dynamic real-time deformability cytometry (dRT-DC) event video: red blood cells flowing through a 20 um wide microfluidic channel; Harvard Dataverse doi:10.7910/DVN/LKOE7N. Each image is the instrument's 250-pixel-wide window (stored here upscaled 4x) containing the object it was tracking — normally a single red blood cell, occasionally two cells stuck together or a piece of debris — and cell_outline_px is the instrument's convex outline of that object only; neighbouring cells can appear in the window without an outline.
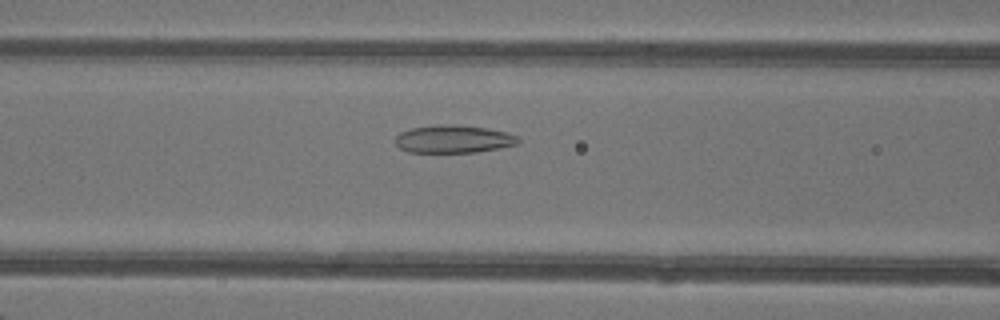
{"species": "common noctule bat (a hibernating species)", "species_latin": "Nyctalus noctula", "temperature_condition": "warm", "stored_images_in_passage": 49, "camera_frame_rate_fps": 3000, "um_per_image_px": 0.085, "animal": {"sex": "female"}, "frame": {"image": 1, "passage_image": 21, "time_ms": 6.667, "image_size_px": [1000, 320], "cell_outline_px": [[520, 144], [476, 152], [408, 152], [400, 148], [396, 144], [396, 136], [400, 132], [412, 128], [436, 124], [452, 124], [488, 128], [508, 132], [516, 136], [520, 140]], "centroid_in_image_um": [38.56, 11.81], "position_along_channel_um": 128.0, "area_um2": 20.0}}
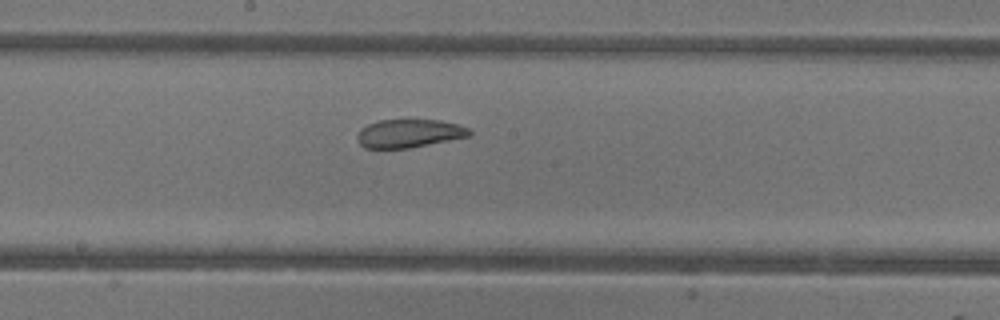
{"frame": {"image": 2, "passage_image": 27, "time_ms": 8.667, "image_size_px": [1000, 320], "cell_outline_px": [[472, 136], [408, 148], [364, 148], [360, 144], [356, 136], [360, 128], [368, 124], [380, 120], [440, 120], [460, 124], [468, 128], [472, 132]], "centroid_in_image_um": [34.8, 11.34], "position_along_channel_um": 213.4, "area_um2": 18.61}}
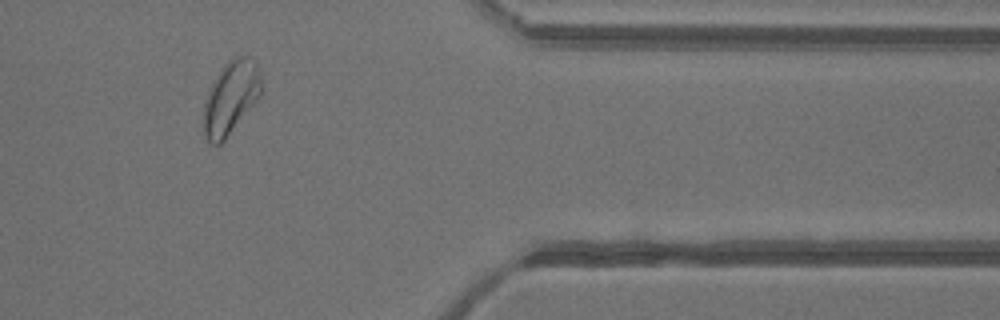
{"frame": {"image": 3, "passage_image": 41, "time_ms": 13.333, "image_size_px": [1000, 320], "cell_outline_px": [[264, 88], [260, 96], [224, 140], [220, 144], [212, 144], [204, 136], [204, 104], [208, 92], [216, 76], [224, 64], [228, 60], [236, 56], [248, 56], [256, 60], [260, 68]], "centroid_in_image_um": [19.66, 8.24], "position_along_channel_um": 391.7, "area_um2": 24.68}, "authors_computed_cell_mechanics": {"area_um2": 24.6806, "velocity_mm_per_s": 4.2712, "shape_relaxation_time_tau1_ms": 5.6033, "shape_relaxation_time_tau2_ms": 1.6327, "deformation_change_tau1": 0.1188, "deformation_change_tau2": 0.0694}}